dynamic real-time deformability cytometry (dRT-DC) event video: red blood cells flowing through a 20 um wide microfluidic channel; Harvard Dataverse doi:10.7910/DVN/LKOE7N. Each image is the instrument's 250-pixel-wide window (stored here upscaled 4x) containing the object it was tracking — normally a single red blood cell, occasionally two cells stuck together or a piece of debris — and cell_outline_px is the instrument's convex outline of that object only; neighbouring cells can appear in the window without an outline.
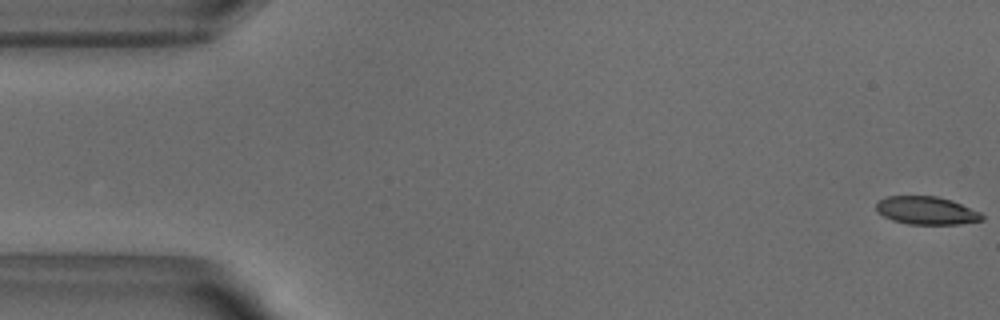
{"species": "common noctule bat (a hibernating species)", "species_latin": "Nyctalus noctula", "temperature_condition": "warm", "stored_images_in_passage": 52, "camera_frame_rate_fps": 3000, "um_per_image_px": 0.085, "animal": {"sex": "male", "body_mass_g": 18.8}, "frame": {"image": 1, "passage_image": 1, "time_ms": 0.0, "image_size_px": [1000, 320], "cell_outline_px": [[984, 220], [960, 224], [908, 224], [892, 220], [876, 212], [876, 204], [880, 200], [888, 196], [936, 196], [952, 200], [980, 212], [984, 216]], "centroid_in_image_um": [78.76, 17.9], "position_along_channel_um": 6.2, "area_um2": 17.28}}
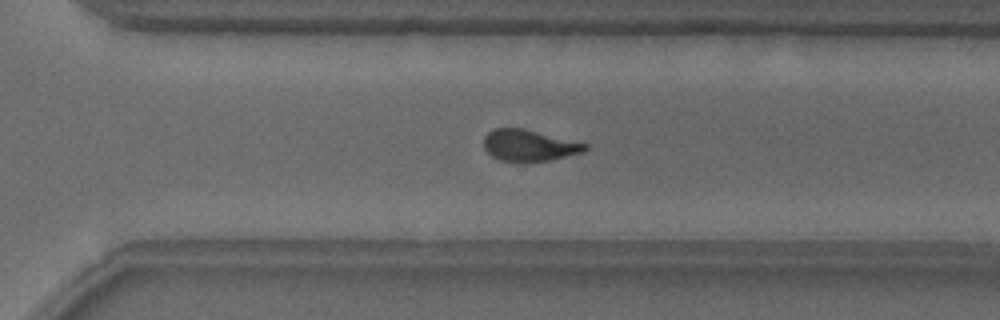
{"frame": {"image": 2, "passage_image": 36, "time_ms": 11.667, "image_size_px": [1000, 320], "cell_outline_px": [[588, 148], [584, 152], [552, 160], [524, 164], [520, 164], [500, 160], [492, 156], [484, 148], [484, 136], [492, 128], [524, 128], [588, 144]], "centroid_in_image_um": [44.97, 12.39], "position_along_channel_um": 325.6, "area_um2": 19.13}}
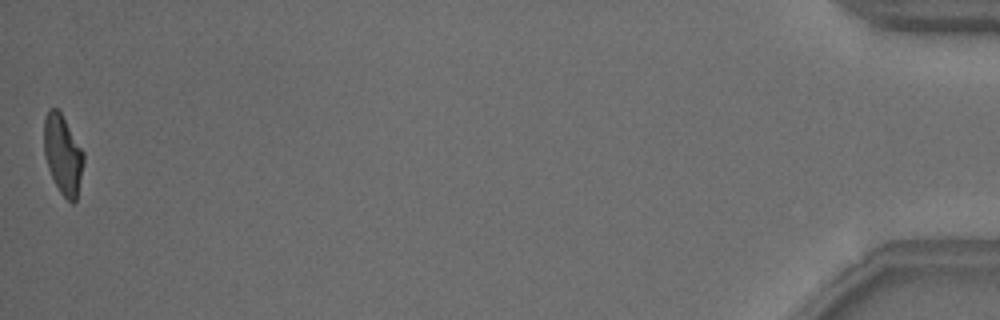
{"frame": {"image": 3, "passage_image": 52, "time_ms": 17.0, "image_size_px": [1000, 320], "cell_outline_px": [[84, 160], [76, 200], [72, 204], [60, 192], [48, 168], [44, 156], [44, 116], [48, 108], [56, 108], [60, 112], [84, 152]], "centroid_in_image_um": [5.33, 13.12], "position_along_channel_um": 429.9, "area_um2": 18.15}, "authors_computed_cell_mechanics": {"area_um2": 19.2474, "velocity_mm_per_s": 3.8466, "shape_relaxation_time_tau1_ms": 4.1, "shape_relaxation_time_tau2_ms": 1.762, "deformation_change_tau1": 0.1738, "deformation_change_tau2": 0.0893}}